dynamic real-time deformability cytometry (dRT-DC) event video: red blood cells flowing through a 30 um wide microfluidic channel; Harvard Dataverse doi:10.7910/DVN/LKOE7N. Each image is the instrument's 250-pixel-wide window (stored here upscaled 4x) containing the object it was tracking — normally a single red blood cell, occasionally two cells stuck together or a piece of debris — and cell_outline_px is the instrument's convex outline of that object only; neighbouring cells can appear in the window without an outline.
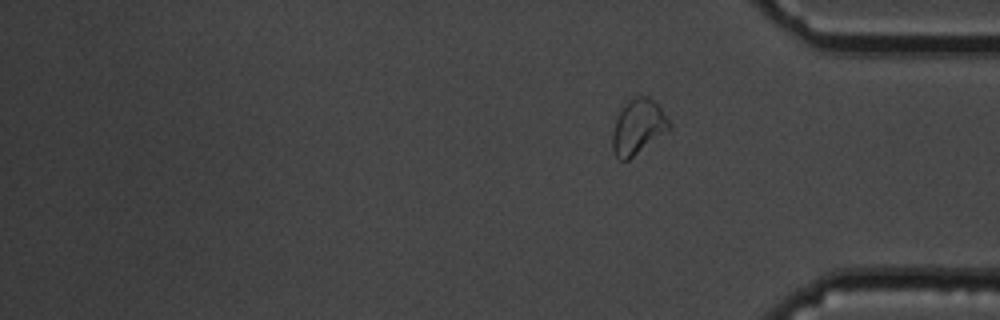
{"species": "common noctule bat (a hibernating species)", "species_latin": "Nyctalus noctula", "temperature_condition": "cold", "stored_images_in_passage": 16, "segment_of_instrument_passage": [2, 2], "camera_frame_rate_fps": 3000, "um_per_image_px": 0.085, "animal": {"sex": "male", "body_mass_g": 19.5, "forearm_length_mm": 54.6}, "frame": {"image": 1, "passage_image": 16, "time_ms": 19.333, "image_size_px": [1000, 320], "cell_outline_px": [[672, 128], [628, 160], [620, 160], [612, 152], [612, 132], [616, 116], [620, 108], [636, 92], [648, 96], [660, 108], [672, 124]], "centroid_in_image_um": [54.21, 10.74], "position_along_channel_um": 381.0, "area_um2": 18.61}}